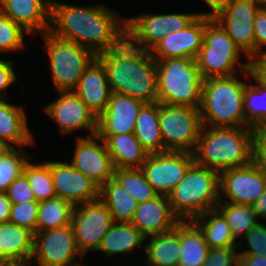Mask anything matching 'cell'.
<instances>
[{
    "label": "cell",
    "mask_w": 266,
    "mask_h": 266,
    "mask_svg": "<svg viewBox=\"0 0 266 266\" xmlns=\"http://www.w3.org/2000/svg\"><path fill=\"white\" fill-rule=\"evenodd\" d=\"M194 162L193 153L164 151L149 153L140 169L158 195L168 196Z\"/></svg>",
    "instance_id": "obj_14"
},
{
    "label": "cell",
    "mask_w": 266,
    "mask_h": 266,
    "mask_svg": "<svg viewBox=\"0 0 266 266\" xmlns=\"http://www.w3.org/2000/svg\"><path fill=\"white\" fill-rule=\"evenodd\" d=\"M14 147L0 157V192H6L10 184L21 174L28 154ZM26 157V158H25Z\"/></svg>",
    "instance_id": "obj_38"
},
{
    "label": "cell",
    "mask_w": 266,
    "mask_h": 266,
    "mask_svg": "<svg viewBox=\"0 0 266 266\" xmlns=\"http://www.w3.org/2000/svg\"><path fill=\"white\" fill-rule=\"evenodd\" d=\"M145 103L112 92L105 111L97 118V135L134 133L136 119Z\"/></svg>",
    "instance_id": "obj_20"
},
{
    "label": "cell",
    "mask_w": 266,
    "mask_h": 266,
    "mask_svg": "<svg viewBox=\"0 0 266 266\" xmlns=\"http://www.w3.org/2000/svg\"><path fill=\"white\" fill-rule=\"evenodd\" d=\"M241 55L242 51L234 40L213 18L205 26L203 46L195 59L203 79L235 75L238 65L240 71L251 75L249 62H239Z\"/></svg>",
    "instance_id": "obj_7"
},
{
    "label": "cell",
    "mask_w": 266,
    "mask_h": 266,
    "mask_svg": "<svg viewBox=\"0 0 266 266\" xmlns=\"http://www.w3.org/2000/svg\"><path fill=\"white\" fill-rule=\"evenodd\" d=\"M13 66L12 61L0 59V98H6L5 90L18 79L13 70Z\"/></svg>",
    "instance_id": "obj_46"
},
{
    "label": "cell",
    "mask_w": 266,
    "mask_h": 266,
    "mask_svg": "<svg viewBox=\"0 0 266 266\" xmlns=\"http://www.w3.org/2000/svg\"><path fill=\"white\" fill-rule=\"evenodd\" d=\"M157 67V101L169 105L200 108L203 77L195 59H155Z\"/></svg>",
    "instance_id": "obj_6"
},
{
    "label": "cell",
    "mask_w": 266,
    "mask_h": 266,
    "mask_svg": "<svg viewBox=\"0 0 266 266\" xmlns=\"http://www.w3.org/2000/svg\"><path fill=\"white\" fill-rule=\"evenodd\" d=\"M147 266H178L180 256V222L168 232L145 237Z\"/></svg>",
    "instance_id": "obj_27"
},
{
    "label": "cell",
    "mask_w": 266,
    "mask_h": 266,
    "mask_svg": "<svg viewBox=\"0 0 266 266\" xmlns=\"http://www.w3.org/2000/svg\"><path fill=\"white\" fill-rule=\"evenodd\" d=\"M21 26L7 16L0 19V52L19 50L24 47V33Z\"/></svg>",
    "instance_id": "obj_39"
},
{
    "label": "cell",
    "mask_w": 266,
    "mask_h": 266,
    "mask_svg": "<svg viewBox=\"0 0 266 266\" xmlns=\"http://www.w3.org/2000/svg\"><path fill=\"white\" fill-rule=\"evenodd\" d=\"M250 76L266 88V56L249 59Z\"/></svg>",
    "instance_id": "obj_47"
},
{
    "label": "cell",
    "mask_w": 266,
    "mask_h": 266,
    "mask_svg": "<svg viewBox=\"0 0 266 266\" xmlns=\"http://www.w3.org/2000/svg\"><path fill=\"white\" fill-rule=\"evenodd\" d=\"M144 241L145 236L132 223L114 222L98 251L107 256L129 253L136 247H142Z\"/></svg>",
    "instance_id": "obj_31"
},
{
    "label": "cell",
    "mask_w": 266,
    "mask_h": 266,
    "mask_svg": "<svg viewBox=\"0 0 266 266\" xmlns=\"http://www.w3.org/2000/svg\"><path fill=\"white\" fill-rule=\"evenodd\" d=\"M243 239L247 240L249 250H239V255H259L266 257V226L264 224L258 223L255 225Z\"/></svg>",
    "instance_id": "obj_42"
},
{
    "label": "cell",
    "mask_w": 266,
    "mask_h": 266,
    "mask_svg": "<svg viewBox=\"0 0 266 266\" xmlns=\"http://www.w3.org/2000/svg\"><path fill=\"white\" fill-rule=\"evenodd\" d=\"M79 251L72 225L58 229L39 231L34 234L33 256L38 266H85L74 263Z\"/></svg>",
    "instance_id": "obj_12"
},
{
    "label": "cell",
    "mask_w": 266,
    "mask_h": 266,
    "mask_svg": "<svg viewBox=\"0 0 266 266\" xmlns=\"http://www.w3.org/2000/svg\"><path fill=\"white\" fill-rule=\"evenodd\" d=\"M202 231L209 248L237 247L230 226L217 210H209L192 220Z\"/></svg>",
    "instance_id": "obj_32"
},
{
    "label": "cell",
    "mask_w": 266,
    "mask_h": 266,
    "mask_svg": "<svg viewBox=\"0 0 266 266\" xmlns=\"http://www.w3.org/2000/svg\"><path fill=\"white\" fill-rule=\"evenodd\" d=\"M239 266H266V257L259 255H239Z\"/></svg>",
    "instance_id": "obj_48"
},
{
    "label": "cell",
    "mask_w": 266,
    "mask_h": 266,
    "mask_svg": "<svg viewBox=\"0 0 266 266\" xmlns=\"http://www.w3.org/2000/svg\"><path fill=\"white\" fill-rule=\"evenodd\" d=\"M209 246L202 231L192 221H180V256L178 266H202Z\"/></svg>",
    "instance_id": "obj_30"
},
{
    "label": "cell",
    "mask_w": 266,
    "mask_h": 266,
    "mask_svg": "<svg viewBox=\"0 0 266 266\" xmlns=\"http://www.w3.org/2000/svg\"><path fill=\"white\" fill-rule=\"evenodd\" d=\"M32 264H16V265H8V266H31Z\"/></svg>",
    "instance_id": "obj_54"
},
{
    "label": "cell",
    "mask_w": 266,
    "mask_h": 266,
    "mask_svg": "<svg viewBox=\"0 0 266 266\" xmlns=\"http://www.w3.org/2000/svg\"><path fill=\"white\" fill-rule=\"evenodd\" d=\"M134 134L149 153L163 152L158 101L142 106L136 119Z\"/></svg>",
    "instance_id": "obj_29"
},
{
    "label": "cell",
    "mask_w": 266,
    "mask_h": 266,
    "mask_svg": "<svg viewBox=\"0 0 266 266\" xmlns=\"http://www.w3.org/2000/svg\"><path fill=\"white\" fill-rule=\"evenodd\" d=\"M105 7L74 6L52 0L49 32L91 50L96 56L110 51L126 39V19H119L113 9Z\"/></svg>",
    "instance_id": "obj_1"
},
{
    "label": "cell",
    "mask_w": 266,
    "mask_h": 266,
    "mask_svg": "<svg viewBox=\"0 0 266 266\" xmlns=\"http://www.w3.org/2000/svg\"><path fill=\"white\" fill-rule=\"evenodd\" d=\"M11 204H21L35 201L32 189L24 173H21L9 186L5 192Z\"/></svg>",
    "instance_id": "obj_43"
},
{
    "label": "cell",
    "mask_w": 266,
    "mask_h": 266,
    "mask_svg": "<svg viewBox=\"0 0 266 266\" xmlns=\"http://www.w3.org/2000/svg\"><path fill=\"white\" fill-rule=\"evenodd\" d=\"M199 14L202 13L142 14L129 17L126 19V39L135 47L150 51L168 33L183 30Z\"/></svg>",
    "instance_id": "obj_10"
},
{
    "label": "cell",
    "mask_w": 266,
    "mask_h": 266,
    "mask_svg": "<svg viewBox=\"0 0 266 266\" xmlns=\"http://www.w3.org/2000/svg\"><path fill=\"white\" fill-rule=\"evenodd\" d=\"M4 14L28 34L50 31L51 0H2Z\"/></svg>",
    "instance_id": "obj_23"
},
{
    "label": "cell",
    "mask_w": 266,
    "mask_h": 266,
    "mask_svg": "<svg viewBox=\"0 0 266 266\" xmlns=\"http://www.w3.org/2000/svg\"><path fill=\"white\" fill-rule=\"evenodd\" d=\"M99 199L106 205L116 223H132L138 202L114 178L99 190Z\"/></svg>",
    "instance_id": "obj_28"
},
{
    "label": "cell",
    "mask_w": 266,
    "mask_h": 266,
    "mask_svg": "<svg viewBox=\"0 0 266 266\" xmlns=\"http://www.w3.org/2000/svg\"><path fill=\"white\" fill-rule=\"evenodd\" d=\"M163 152L194 153L203 128L200 108L159 103Z\"/></svg>",
    "instance_id": "obj_9"
},
{
    "label": "cell",
    "mask_w": 266,
    "mask_h": 266,
    "mask_svg": "<svg viewBox=\"0 0 266 266\" xmlns=\"http://www.w3.org/2000/svg\"><path fill=\"white\" fill-rule=\"evenodd\" d=\"M34 234L15 223L0 224L1 266L30 264Z\"/></svg>",
    "instance_id": "obj_24"
},
{
    "label": "cell",
    "mask_w": 266,
    "mask_h": 266,
    "mask_svg": "<svg viewBox=\"0 0 266 266\" xmlns=\"http://www.w3.org/2000/svg\"><path fill=\"white\" fill-rule=\"evenodd\" d=\"M237 247L209 248L202 266H239Z\"/></svg>",
    "instance_id": "obj_41"
},
{
    "label": "cell",
    "mask_w": 266,
    "mask_h": 266,
    "mask_svg": "<svg viewBox=\"0 0 266 266\" xmlns=\"http://www.w3.org/2000/svg\"><path fill=\"white\" fill-rule=\"evenodd\" d=\"M98 136L106 142L114 168H141L149 155L134 133Z\"/></svg>",
    "instance_id": "obj_25"
},
{
    "label": "cell",
    "mask_w": 266,
    "mask_h": 266,
    "mask_svg": "<svg viewBox=\"0 0 266 266\" xmlns=\"http://www.w3.org/2000/svg\"><path fill=\"white\" fill-rule=\"evenodd\" d=\"M253 28L255 34L256 58L266 56V51L262 50V47L264 45L266 46V6H262L257 12Z\"/></svg>",
    "instance_id": "obj_45"
},
{
    "label": "cell",
    "mask_w": 266,
    "mask_h": 266,
    "mask_svg": "<svg viewBox=\"0 0 266 266\" xmlns=\"http://www.w3.org/2000/svg\"><path fill=\"white\" fill-rule=\"evenodd\" d=\"M252 163L266 173V128L256 129L252 138Z\"/></svg>",
    "instance_id": "obj_44"
},
{
    "label": "cell",
    "mask_w": 266,
    "mask_h": 266,
    "mask_svg": "<svg viewBox=\"0 0 266 266\" xmlns=\"http://www.w3.org/2000/svg\"><path fill=\"white\" fill-rule=\"evenodd\" d=\"M265 187L266 173L252 162L219 173V201L226 196L228 199L223 202L252 205L263 194Z\"/></svg>",
    "instance_id": "obj_15"
},
{
    "label": "cell",
    "mask_w": 266,
    "mask_h": 266,
    "mask_svg": "<svg viewBox=\"0 0 266 266\" xmlns=\"http://www.w3.org/2000/svg\"><path fill=\"white\" fill-rule=\"evenodd\" d=\"M213 17L199 14L188 26L178 32L168 33L151 50L154 59H196L203 46L205 26Z\"/></svg>",
    "instance_id": "obj_17"
},
{
    "label": "cell",
    "mask_w": 266,
    "mask_h": 266,
    "mask_svg": "<svg viewBox=\"0 0 266 266\" xmlns=\"http://www.w3.org/2000/svg\"><path fill=\"white\" fill-rule=\"evenodd\" d=\"M254 132L251 127L203 126L193 153L195 162L219 173L250 164Z\"/></svg>",
    "instance_id": "obj_3"
},
{
    "label": "cell",
    "mask_w": 266,
    "mask_h": 266,
    "mask_svg": "<svg viewBox=\"0 0 266 266\" xmlns=\"http://www.w3.org/2000/svg\"><path fill=\"white\" fill-rule=\"evenodd\" d=\"M56 197L73 206L99 199L100 188L70 163L50 162Z\"/></svg>",
    "instance_id": "obj_19"
},
{
    "label": "cell",
    "mask_w": 266,
    "mask_h": 266,
    "mask_svg": "<svg viewBox=\"0 0 266 266\" xmlns=\"http://www.w3.org/2000/svg\"><path fill=\"white\" fill-rule=\"evenodd\" d=\"M168 199L181 221L193 220L216 209L220 200L219 172L194 162Z\"/></svg>",
    "instance_id": "obj_5"
},
{
    "label": "cell",
    "mask_w": 266,
    "mask_h": 266,
    "mask_svg": "<svg viewBox=\"0 0 266 266\" xmlns=\"http://www.w3.org/2000/svg\"><path fill=\"white\" fill-rule=\"evenodd\" d=\"M262 6L260 0H229L213 17L248 59L256 58L253 26Z\"/></svg>",
    "instance_id": "obj_11"
},
{
    "label": "cell",
    "mask_w": 266,
    "mask_h": 266,
    "mask_svg": "<svg viewBox=\"0 0 266 266\" xmlns=\"http://www.w3.org/2000/svg\"><path fill=\"white\" fill-rule=\"evenodd\" d=\"M263 4V6H266V0H260Z\"/></svg>",
    "instance_id": "obj_55"
},
{
    "label": "cell",
    "mask_w": 266,
    "mask_h": 266,
    "mask_svg": "<svg viewBox=\"0 0 266 266\" xmlns=\"http://www.w3.org/2000/svg\"><path fill=\"white\" fill-rule=\"evenodd\" d=\"M0 266H1V247H0Z\"/></svg>",
    "instance_id": "obj_56"
},
{
    "label": "cell",
    "mask_w": 266,
    "mask_h": 266,
    "mask_svg": "<svg viewBox=\"0 0 266 266\" xmlns=\"http://www.w3.org/2000/svg\"><path fill=\"white\" fill-rule=\"evenodd\" d=\"M98 118L109 104L112 90L103 63L96 57L73 91Z\"/></svg>",
    "instance_id": "obj_22"
},
{
    "label": "cell",
    "mask_w": 266,
    "mask_h": 266,
    "mask_svg": "<svg viewBox=\"0 0 266 266\" xmlns=\"http://www.w3.org/2000/svg\"><path fill=\"white\" fill-rule=\"evenodd\" d=\"M236 76L203 80L200 106L203 126L250 127L246 122L243 105L247 83L238 80Z\"/></svg>",
    "instance_id": "obj_4"
},
{
    "label": "cell",
    "mask_w": 266,
    "mask_h": 266,
    "mask_svg": "<svg viewBox=\"0 0 266 266\" xmlns=\"http://www.w3.org/2000/svg\"><path fill=\"white\" fill-rule=\"evenodd\" d=\"M113 223L112 215L100 199L74 206L71 225L83 256L88 251H98Z\"/></svg>",
    "instance_id": "obj_13"
},
{
    "label": "cell",
    "mask_w": 266,
    "mask_h": 266,
    "mask_svg": "<svg viewBox=\"0 0 266 266\" xmlns=\"http://www.w3.org/2000/svg\"><path fill=\"white\" fill-rule=\"evenodd\" d=\"M4 16L5 14H4L3 2L2 0H0V19Z\"/></svg>",
    "instance_id": "obj_53"
},
{
    "label": "cell",
    "mask_w": 266,
    "mask_h": 266,
    "mask_svg": "<svg viewBox=\"0 0 266 266\" xmlns=\"http://www.w3.org/2000/svg\"><path fill=\"white\" fill-rule=\"evenodd\" d=\"M181 220L174 214L168 196L157 195L139 203L132 224L145 236L168 232Z\"/></svg>",
    "instance_id": "obj_21"
},
{
    "label": "cell",
    "mask_w": 266,
    "mask_h": 266,
    "mask_svg": "<svg viewBox=\"0 0 266 266\" xmlns=\"http://www.w3.org/2000/svg\"><path fill=\"white\" fill-rule=\"evenodd\" d=\"M27 126V116L22 107L5 102L0 98V139L11 147L32 145L33 136ZM10 143H9V142Z\"/></svg>",
    "instance_id": "obj_26"
},
{
    "label": "cell",
    "mask_w": 266,
    "mask_h": 266,
    "mask_svg": "<svg viewBox=\"0 0 266 266\" xmlns=\"http://www.w3.org/2000/svg\"><path fill=\"white\" fill-rule=\"evenodd\" d=\"M41 36L44 38L51 77L57 91H74L84 71L97 56L91 50L55 37L50 32Z\"/></svg>",
    "instance_id": "obj_8"
},
{
    "label": "cell",
    "mask_w": 266,
    "mask_h": 266,
    "mask_svg": "<svg viewBox=\"0 0 266 266\" xmlns=\"http://www.w3.org/2000/svg\"><path fill=\"white\" fill-rule=\"evenodd\" d=\"M59 97L44 107L46 113L59 125L60 132L89 129L90 136L97 133V117L73 92H59Z\"/></svg>",
    "instance_id": "obj_18"
},
{
    "label": "cell",
    "mask_w": 266,
    "mask_h": 266,
    "mask_svg": "<svg viewBox=\"0 0 266 266\" xmlns=\"http://www.w3.org/2000/svg\"><path fill=\"white\" fill-rule=\"evenodd\" d=\"M206 4L211 8V12L202 13L204 15H208L214 17L229 0H204Z\"/></svg>",
    "instance_id": "obj_51"
},
{
    "label": "cell",
    "mask_w": 266,
    "mask_h": 266,
    "mask_svg": "<svg viewBox=\"0 0 266 266\" xmlns=\"http://www.w3.org/2000/svg\"><path fill=\"white\" fill-rule=\"evenodd\" d=\"M251 206L258 217L266 219V187L263 194Z\"/></svg>",
    "instance_id": "obj_50"
},
{
    "label": "cell",
    "mask_w": 266,
    "mask_h": 266,
    "mask_svg": "<svg viewBox=\"0 0 266 266\" xmlns=\"http://www.w3.org/2000/svg\"><path fill=\"white\" fill-rule=\"evenodd\" d=\"M97 58L105 67L112 92L144 103L157 102V67L150 51L135 47L125 39Z\"/></svg>",
    "instance_id": "obj_2"
},
{
    "label": "cell",
    "mask_w": 266,
    "mask_h": 266,
    "mask_svg": "<svg viewBox=\"0 0 266 266\" xmlns=\"http://www.w3.org/2000/svg\"><path fill=\"white\" fill-rule=\"evenodd\" d=\"M216 209L223 215L230 226L236 243L239 237L243 239V236L245 237L259 223L258 216L251 205L219 201Z\"/></svg>",
    "instance_id": "obj_34"
},
{
    "label": "cell",
    "mask_w": 266,
    "mask_h": 266,
    "mask_svg": "<svg viewBox=\"0 0 266 266\" xmlns=\"http://www.w3.org/2000/svg\"><path fill=\"white\" fill-rule=\"evenodd\" d=\"M39 201H30L21 204H12L9 222L36 233Z\"/></svg>",
    "instance_id": "obj_40"
},
{
    "label": "cell",
    "mask_w": 266,
    "mask_h": 266,
    "mask_svg": "<svg viewBox=\"0 0 266 266\" xmlns=\"http://www.w3.org/2000/svg\"><path fill=\"white\" fill-rule=\"evenodd\" d=\"M23 173L26 175L36 201H44L56 197L50 170V161L33 165L25 164Z\"/></svg>",
    "instance_id": "obj_37"
},
{
    "label": "cell",
    "mask_w": 266,
    "mask_h": 266,
    "mask_svg": "<svg viewBox=\"0 0 266 266\" xmlns=\"http://www.w3.org/2000/svg\"><path fill=\"white\" fill-rule=\"evenodd\" d=\"M11 148L12 147L9 144L0 139V157L3 156Z\"/></svg>",
    "instance_id": "obj_52"
},
{
    "label": "cell",
    "mask_w": 266,
    "mask_h": 266,
    "mask_svg": "<svg viewBox=\"0 0 266 266\" xmlns=\"http://www.w3.org/2000/svg\"><path fill=\"white\" fill-rule=\"evenodd\" d=\"M11 201L4 192H0V224L9 221Z\"/></svg>",
    "instance_id": "obj_49"
},
{
    "label": "cell",
    "mask_w": 266,
    "mask_h": 266,
    "mask_svg": "<svg viewBox=\"0 0 266 266\" xmlns=\"http://www.w3.org/2000/svg\"><path fill=\"white\" fill-rule=\"evenodd\" d=\"M73 208L71 203L59 197L41 201L38 207L36 232L70 225Z\"/></svg>",
    "instance_id": "obj_33"
},
{
    "label": "cell",
    "mask_w": 266,
    "mask_h": 266,
    "mask_svg": "<svg viewBox=\"0 0 266 266\" xmlns=\"http://www.w3.org/2000/svg\"><path fill=\"white\" fill-rule=\"evenodd\" d=\"M243 105L247 124L255 130L266 128V88L257 81L248 82Z\"/></svg>",
    "instance_id": "obj_35"
},
{
    "label": "cell",
    "mask_w": 266,
    "mask_h": 266,
    "mask_svg": "<svg viewBox=\"0 0 266 266\" xmlns=\"http://www.w3.org/2000/svg\"><path fill=\"white\" fill-rule=\"evenodd\" d=\"M76 140L75 152L70 164L101 188L113 178L115 169L106 142L97 134L88 138L79 137Z\"/></svg>",
    "instance_id": "obj_16"
},
{
    "label": "cell",
    "mask_w": 266,
    "mask_h": 266,
    "mask_svg": "<svg viewBox=\"0 0 266 266\" xmlns=\"http://www.w3.org/2000/svg\"><path fill=\"white\" fill-rule=\"evenodd\" d=\"M113 178L121 184L138 203L146 202L158 195L147 181L140 168H115Z\"/></svg>",
    "instance_id": "obj_36"
}]
</instances>
